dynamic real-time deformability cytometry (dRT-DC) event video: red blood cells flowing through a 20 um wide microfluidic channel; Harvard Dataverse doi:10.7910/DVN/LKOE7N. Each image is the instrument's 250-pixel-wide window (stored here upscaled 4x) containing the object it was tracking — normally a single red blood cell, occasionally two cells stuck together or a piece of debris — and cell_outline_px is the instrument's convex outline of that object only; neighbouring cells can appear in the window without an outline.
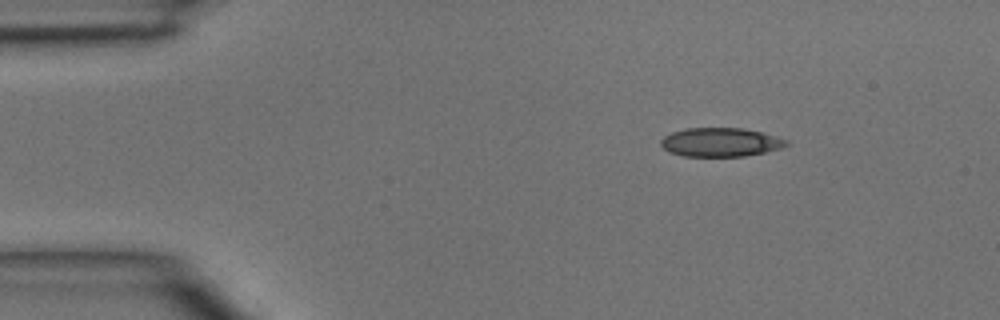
{"species": "common noctule bat (a hibernating species)", "species_latin": "Nyctalus noctula", "temperature_condition": "room temperature", "stored_images_in_passage": 5, "segment_of_instrument_passage": [2, 2], "camera_frame_rate_fps": 3000, "um_per_image_px": 0.085, "animal": {"sex": "male", "body_mass_g": 15.6}, "frame": {"image": 1, "passage_image": 5, "time_ms": 1.333, "image_size_px": [1000, 320], "cell_outline_px": [[788, 144], [780, 148], [764, 152], [744, 156], [684, 156], [668, 152], [660, 144], [660, 140], [664, 136], [672, 132], [684, 128], [744, 128], [764, 132], [788, 140]], "centroid_in_image_um": [61.23, 12.08], "position_along_channel_um": 23.8, "area_um2": 21.15}}